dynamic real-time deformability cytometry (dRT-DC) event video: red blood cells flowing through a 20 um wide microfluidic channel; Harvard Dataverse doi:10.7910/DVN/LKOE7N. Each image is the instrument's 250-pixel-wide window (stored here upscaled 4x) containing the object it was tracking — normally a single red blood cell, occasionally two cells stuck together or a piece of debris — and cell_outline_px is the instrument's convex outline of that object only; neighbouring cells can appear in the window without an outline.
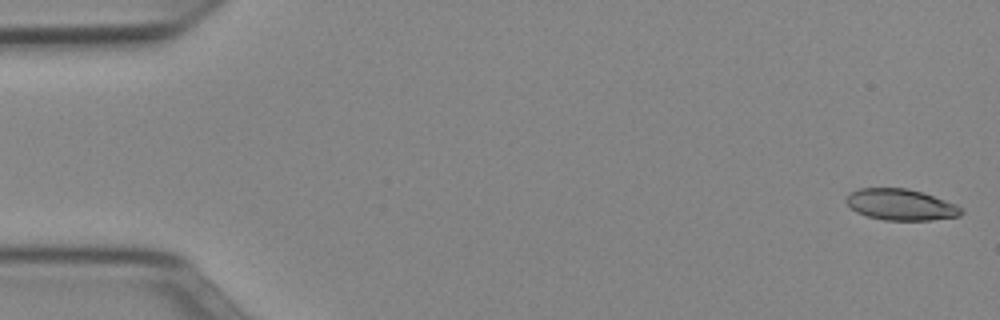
{"species": "Egyptian fruit bat (a non-hibernating species)", "species_latin": "Rousettus aegyptiacus", "temperature_condition": "cold", "stored_images_in_passage": 51, "camera_frame_rate_fps": 3000, "um_per_image_px": 0.085, "animal": {"sex": "female"}, "frame": {"image": 1, "passage_image": 1, "time_ms": 0.0, "image_size_px": [1000, 320], "cell_outline_px": [[964, 212], [960, 216], [932, 220], [884, 220], [868, 216], [856, 212], [844, 200], [852, 192], [860, 188], [908, 188], [956, 204], [964, 208]], "centroid_in_image_um": [76.6, 17.4], "position_along_channel_um": 8.4, "area_um2": 20.81}}
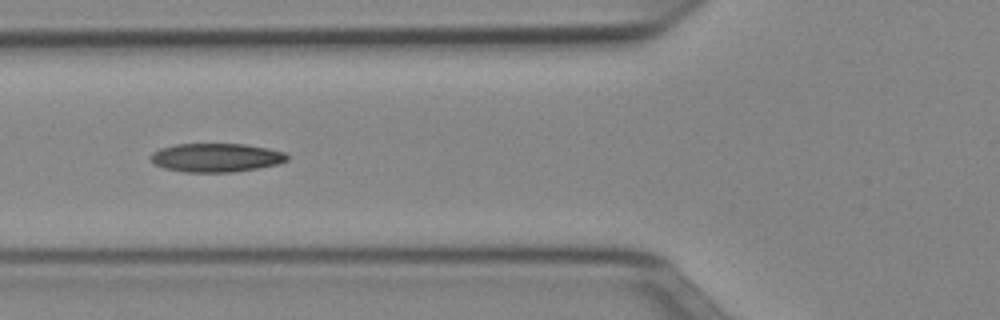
{"frame": {"image": 2, "passage_image": 19, "time_ms": 6.0, "image_size_px": [1000, 320], "cell_outline_px": [[288, 160], [276, 164], [256, 168], [232, 172], [184, 172], [164, 168], [152, 164], [148, 156], [152, 152], [160, 148], [176, 144], [244, 144], [268, 148], [284, 152], [288, 156]], "centroid_in_image_um": [18.3, 13.39], "position_along_channel_um": 107.5, "area_um2": 22.89}}
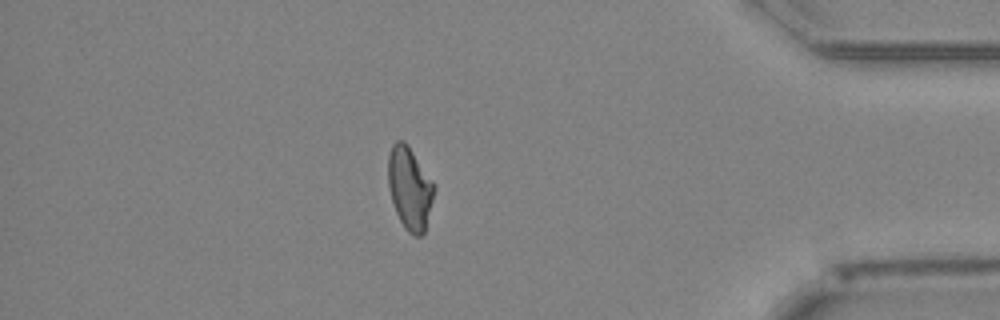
{"frame": {"image": 3, "passage_image": 44, "time_ms": 14.333, "image_size_px": [1000, 320], "cell_outline_px": [[436, 188], [424, 232], [420, 236], [416, 236], [408, 232], [404, 228], [396, 212], [388, 188], [388, 156], [392, 144], [396, 140], [404, 140], [408, 144], [436, 184]], "centroid_in_image_um": [34.83, 15.96], "position_along_channel_um": 400.4, "area_um2": 22.43}, "authors_computed_cell_mechanics": {"area_um2": 22.253, "velocity_mm_per_s": 3.9691, "shape_relaxation_time_tau1_ms": 7.187, "shape_relaxation_time_tau2_ms": 3.2397, "deformation_change_tau1": 0.1757, "deformation_change_tau2": 0.1034}}